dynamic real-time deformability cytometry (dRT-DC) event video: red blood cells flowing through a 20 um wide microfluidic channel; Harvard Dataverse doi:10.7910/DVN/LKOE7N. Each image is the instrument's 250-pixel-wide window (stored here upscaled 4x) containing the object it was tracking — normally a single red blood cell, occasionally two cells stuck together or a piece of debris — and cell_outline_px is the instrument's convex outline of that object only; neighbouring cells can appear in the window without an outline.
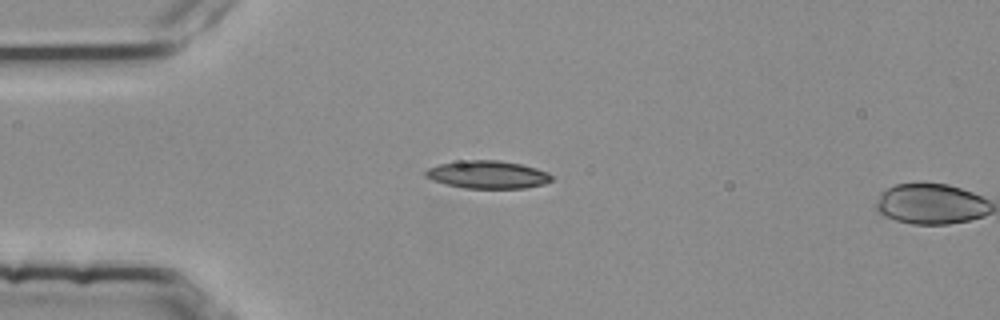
{"species": "common noctule bat (a hibernating species)", "species_latin": "Nyctalus noctula", "temperature_condition": "room temperature", "stored_images_in_passage": 2, "camera_frame_rate_fps": 3000, "um_per_image_px": 0.085, "animal": {"sex": "female", "body_mass_g": 25.1}, "frame": {"image": 1, "passage_image": 1, "time_ms": 0.0, "image_size_px": [1000, 320], "cell_outline_px": [[552, 180], [544, 184], [524, 188], [464, 188], [444, 184], [432, 180], [424, 176], [424, 172], [428, 168], [440, 164], [472, 160], [500, 160], [520, 164], [536, 168], [548, 172], [552, 176]], "centroid_in_image_um": [41.45, 14.85], "position_along_channel_um": 43.6, "area_um2": 20.35}}